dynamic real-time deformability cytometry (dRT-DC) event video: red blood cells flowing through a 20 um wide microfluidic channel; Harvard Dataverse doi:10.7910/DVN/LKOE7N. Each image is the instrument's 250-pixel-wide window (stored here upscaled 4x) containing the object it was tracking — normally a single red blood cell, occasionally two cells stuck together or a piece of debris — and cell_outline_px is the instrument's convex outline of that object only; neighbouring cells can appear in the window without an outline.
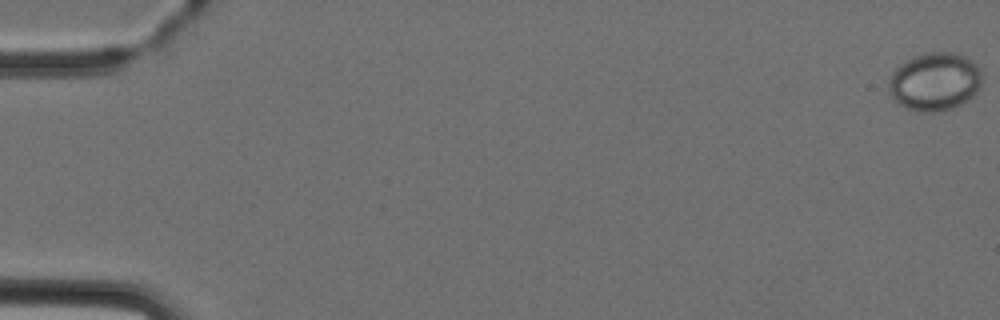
{"species": "Egyptian fruit bat (a non-hibernating species)", "species_latin": "Rousettus aegyptiacus", "temperature_condition": "cold", "stored_images_in_passage": 5, "camera_frame_rate_fps": 3000, "um_per_image_px": 0.085, "animal": {"sex": "female"}, "frame": {"image": 1, "passage_image": 1, "time_ms": 0.0, "image_size_px": [1000, 320], "cell_outline_px": [[984, 76], [976, 92], [968, 100], [952, 108], [932, 112], [924, 112], [908, 108], [896, 104], [888, 88], [888, 80], [892, 72], [900, 64], [912, 56], [924, 52], [952, 52], [968, 56], [980, 68]], "centroid_in_image_um": [79.46, 6.91], "position_along_channel_um": 5.5, "area_um2": 32.02}}